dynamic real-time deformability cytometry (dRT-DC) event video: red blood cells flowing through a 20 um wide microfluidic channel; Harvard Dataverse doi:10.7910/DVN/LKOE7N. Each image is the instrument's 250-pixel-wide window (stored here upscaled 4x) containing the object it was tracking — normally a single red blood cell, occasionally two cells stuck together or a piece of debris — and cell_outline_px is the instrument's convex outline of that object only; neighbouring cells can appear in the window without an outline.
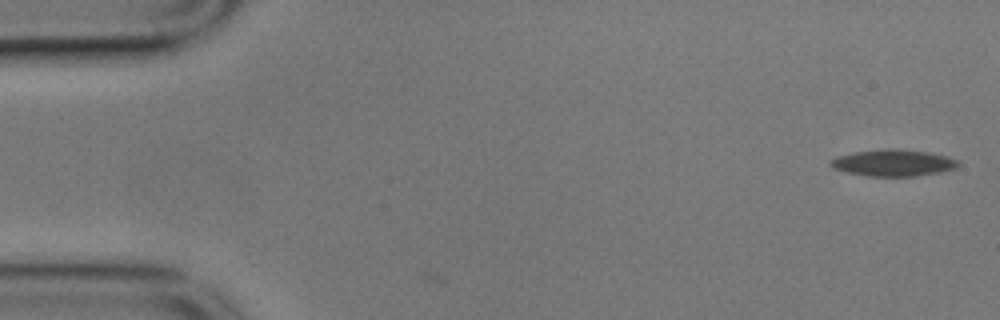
{"species": "common noctule bat (a hibernating species)", "species_latin": "Nyctalus noctula", "temperature_condition": "cold", "stored_images_in_passage": 2, "camera_frame_rate_fps": 3000, "um_per_image_px": 0.085, "animal": {"sex": "male", "body_mass_g": 17.9}, "frame": {"image": 1, "passage_image": 2, "time_ms": 0.333, "image_size_px": [1000, 320], "cell_outline_px": [[960, 164], [956, 168], [940, 172], [916, 176], [868, 176], [848, 172], [832, 168], [828, 164], [828, 160], [836, 156], [856, 152], [884, 148], [896, 148], [928, 152], [948, 156], [960, 160]], "centroid_in_image_um": [75.93, 13.83], "position_along_channel_um": 9.1, "area_um2": 20.06}}